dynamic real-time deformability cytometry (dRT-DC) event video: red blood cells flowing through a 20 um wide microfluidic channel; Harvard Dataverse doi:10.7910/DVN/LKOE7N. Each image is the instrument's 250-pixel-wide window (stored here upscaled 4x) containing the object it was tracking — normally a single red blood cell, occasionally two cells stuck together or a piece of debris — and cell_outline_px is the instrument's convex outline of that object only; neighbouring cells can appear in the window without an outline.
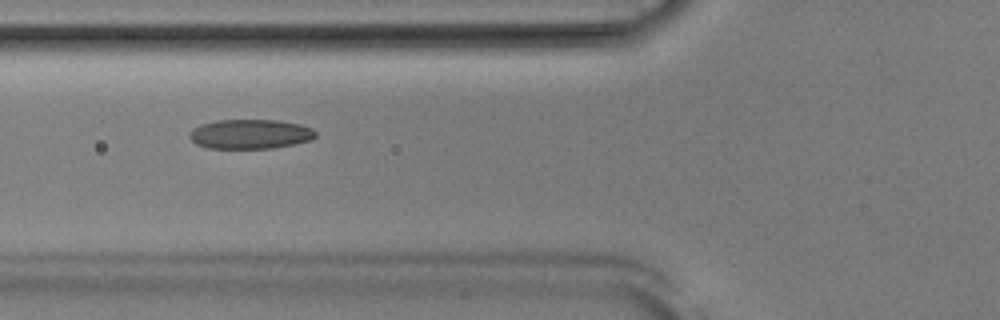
{"species": "Egyptian fruit bat (a non-hibernating species)", "species_latin": "Rousettus aegyptiacus", "temperature_condition": "room temperature", "stored_images_in_passage": 52, "camera_frame_rate_fps": 3000, "um_per_image_px": 0.085, "animal": {"sex": "male"}, "frame": {"image": 1, "passage_image": 20, "time_ms": 6.333, "image_size_px": [1000, 320], "cell_outline_px": [[316, 136], [312, 140], [272, 148], [208, 148], [196, 144], [188, 136], [188, 132], [192, 128], [200, 124], [216, 120], [276, 120], [300, 124], [312, 128], [316, 132]], "centroid_in_image_um": [21.24, 11.39], "position_along_channel_um": 104.6, "area_um2": 21.79}}
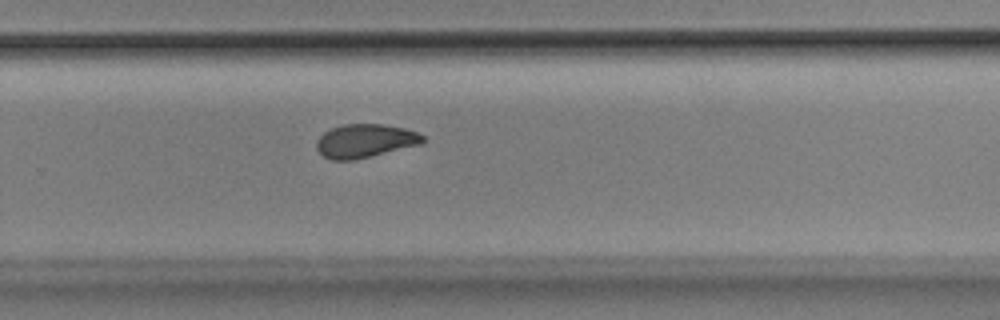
{"frame": {"image": 2, "passage_image": 35, "time_ms": 11.333, "image_size_px": [1000, 320], "cell_outline_px": [[424, 140], [420, 144], [356, 160], [332, 160], [324, 156], [316, 148], [316, 140], [324, 132], [332, 128], [344, 124], [384, 124], [404, 128], [416, 132], [424, 136]], "centroid_in_image_um": [31.01, 11.97], "position_along_channel_um": 298.8, "area_um2": 20.69}}
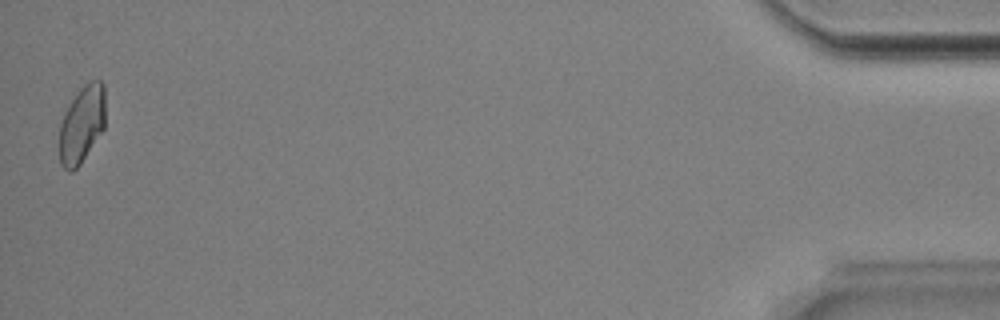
{"frame": {"image": 3, "passage_image": 52, "time_ms": 17.0, "image_size_px": [1000, 320], "cell_outline_px": [[104, 128], [80, 164], [72, 172], [68, 172], [60, 164], [60, 124], [64, 112], [72, 100], [84, 84], [88, 80], [100, 80], [104, 84]], "centroid_in_image_um": [6.95, 10.57], "position_along_channel_um": 428.2, "area_um2": 20.52}, "authors_computed_cell_mechanics": {"area_um2": 21.4727, "velocity_mm_per_s": 3.8909, "shape_relaxation_time_tau1_ms": 4.4285, "shape_relaxation_time_tau2_ms": 2.9299, "deformation_change_tau1": 0.126, "deformation_change_tau2": 0.0756}}